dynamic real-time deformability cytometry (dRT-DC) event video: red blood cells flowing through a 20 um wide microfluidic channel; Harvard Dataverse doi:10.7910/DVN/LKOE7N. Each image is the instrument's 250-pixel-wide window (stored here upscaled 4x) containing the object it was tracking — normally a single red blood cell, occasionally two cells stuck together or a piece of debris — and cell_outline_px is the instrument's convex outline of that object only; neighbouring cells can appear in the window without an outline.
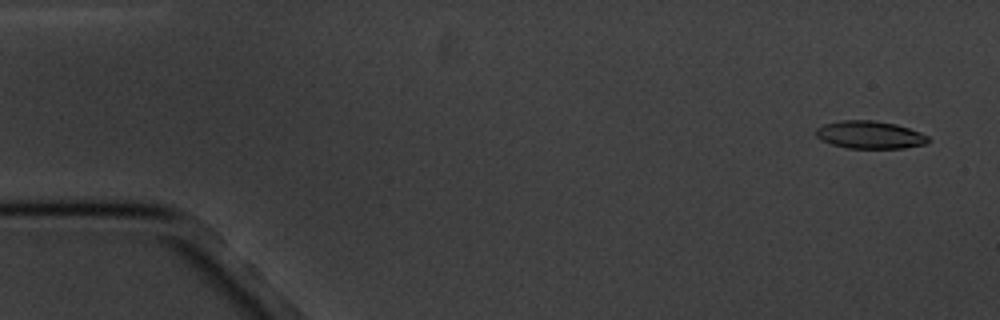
{"species": "common noctule bat (a hibernating species)", "species_latin": "Nyctalus noctula", "temperature_condition": "cold", "stored_images_in_passage": 5, "camera_frame_rate_fps": 3000, "um_per_image_px": 0.085, "animal": {"sex": "male", "body_mass_g": 20.1, "forearm_length_mm": 53.5}, "frame": {"image": 1, "passage_image": 1, "time_ms": 0.0, "image_size_px": [1000, 320], "cell_outline_px": [[932, 140], [928, 144], [904, 148], [848, 148], [832, 144], [820, 140], [816, 136], [816, 128], [824, 124], [844, 120], [872, 120], [896, 124], [920, 132], [928, 136]], "centroid_in_image_um": [73.97, 11.46], "position_along_channel_um": 11.0, "area_um2": 18.21}}
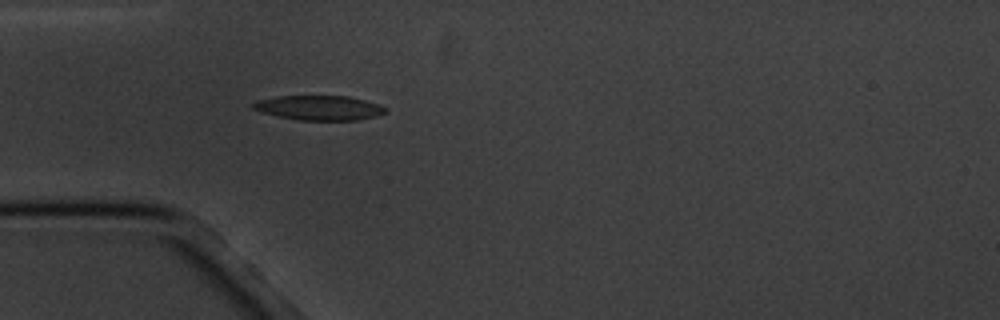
{"frame": {"image": 2, "passage_image": 5, "time_ms": 4.667, "image_size_px": [1000, 320], "cell_outline_px": [[388, 112], [376, 116], [356, 120], [300, 120], [260, 112], [252, 108], [252, 104], [256, 100], [276, 96], [348, 96], [380, 104], [388, 108]], "centroid_in_image_um": [27.15, 9.16], "position_along_channel_um": 57.8, "area_um2": 19.07}}